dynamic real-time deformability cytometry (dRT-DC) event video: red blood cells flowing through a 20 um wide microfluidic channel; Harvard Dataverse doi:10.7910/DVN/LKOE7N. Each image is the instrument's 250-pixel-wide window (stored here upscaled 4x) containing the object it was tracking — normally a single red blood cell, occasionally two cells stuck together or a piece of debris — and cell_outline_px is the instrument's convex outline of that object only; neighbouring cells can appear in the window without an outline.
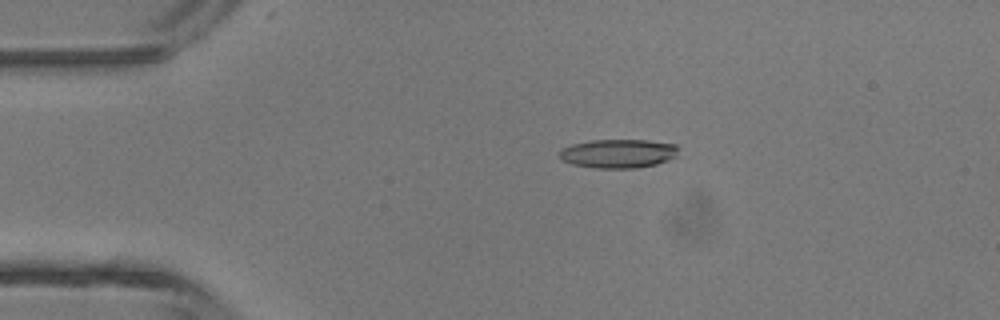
{"species": "common noctule bat (a hibernating species)", "species_latin": "Nyctalus noctula", "temperature_condition": "room temperature", "stored_images_in_passage": 4, "camera_frame_rate_fps": 3000, "um_per_image_px": 0.085, "animal": {"sex": "male", "body_mass_g": 13.3}, "frame": {"image": 1, "passage_image": 3, "time_ms": 0.667, "image_size_px": [1000, 320], "cell_outline_px": [[680, 148], [676, 156], [668, 160], [656, 164], [636, 168], [592, 168], [572, 164], [564, 160], [560, 156], [560, 148], [572, 144], [592, 140], [648, 140], [676, 144]], "centroid_in_image_um": [52.58, 13.04], "position_along_channel_um": 32.4, "area_um2": 20.11}}